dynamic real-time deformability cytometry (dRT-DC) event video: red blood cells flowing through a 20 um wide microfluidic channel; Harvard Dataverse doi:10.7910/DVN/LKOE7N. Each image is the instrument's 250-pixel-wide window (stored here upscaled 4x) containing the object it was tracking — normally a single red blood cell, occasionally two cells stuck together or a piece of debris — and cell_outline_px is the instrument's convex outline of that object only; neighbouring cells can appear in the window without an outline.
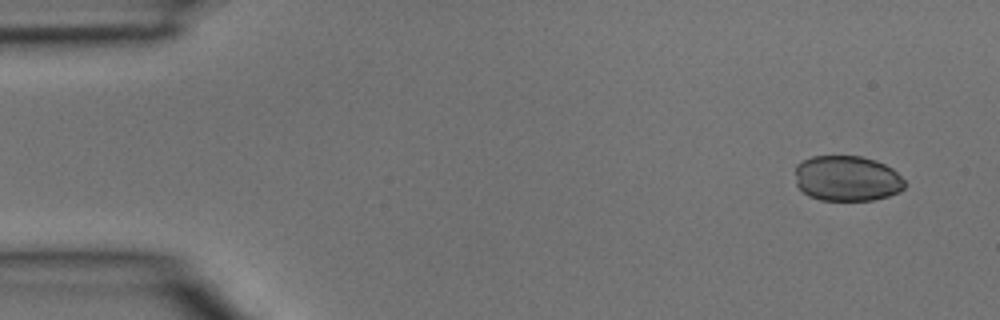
{"species": "common noctule bat (a hibernating species)", "species_latin": "Nyctalus noctula", "temperature_condition": "room temperature", "stored_images_in_passage": 3, "camera_frame_rate_fps": 3000, "um_per_image_px": 0.085, "animal": {"sex": "male", "body_mass_g": 15.6}, "frame": {"image": 1, "passage_image": 1, "time_ms": 0.0, "image_size_px": [1000, 320], "cell_outline_px": [[908, 184], [900, 192], [888, 196], [872, 200], [820, 200], [808, 196], [796, 184], [796, 164], [812, 156], [860, 156], [876, 160], [892, 168]], "centroid_in_image_um": [72.01, 15.17], "position_along_channel_um": 13.0, "area_um2": 29.19}}